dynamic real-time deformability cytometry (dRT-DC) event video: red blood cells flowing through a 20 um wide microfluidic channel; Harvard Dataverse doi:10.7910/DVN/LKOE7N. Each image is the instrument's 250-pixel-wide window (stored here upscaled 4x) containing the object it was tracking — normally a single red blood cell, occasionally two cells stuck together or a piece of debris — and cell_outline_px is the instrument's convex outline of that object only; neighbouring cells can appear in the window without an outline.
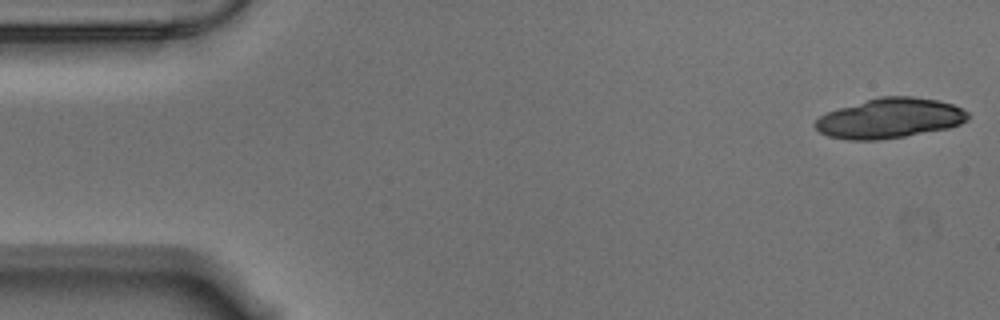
{"species": "Egyptian fruit bat (a non-hibernating species)", "species_latin": "Rousettus aegyptiacus", "temperature_condition": "warm", "stored_images_in_passage": 35, "camera_frame_rate_fps": 3000, "um_per_image_px": 0.085, "animal": {"sex": "male"}, "frame": {"image": 1, "passage_image": 1, "time_ms": 0.0, "image_size_px": [1000, 320], "cell_outline_px": [[968, 120], [960, 124], [948, 128], [904, 136], [880, 140], [848, 140], [828, 136], [820, 132], [816, 128], [816, 120], [820, 116], [828, 112], [840, 108], [880, 96], [912, 96], [936, 100], [952, 104], [968, 112]], "centroid_in_image_um": [75.64, 10.06], "position_along_channel_um": 9.4, "area_um2": 35.2}}